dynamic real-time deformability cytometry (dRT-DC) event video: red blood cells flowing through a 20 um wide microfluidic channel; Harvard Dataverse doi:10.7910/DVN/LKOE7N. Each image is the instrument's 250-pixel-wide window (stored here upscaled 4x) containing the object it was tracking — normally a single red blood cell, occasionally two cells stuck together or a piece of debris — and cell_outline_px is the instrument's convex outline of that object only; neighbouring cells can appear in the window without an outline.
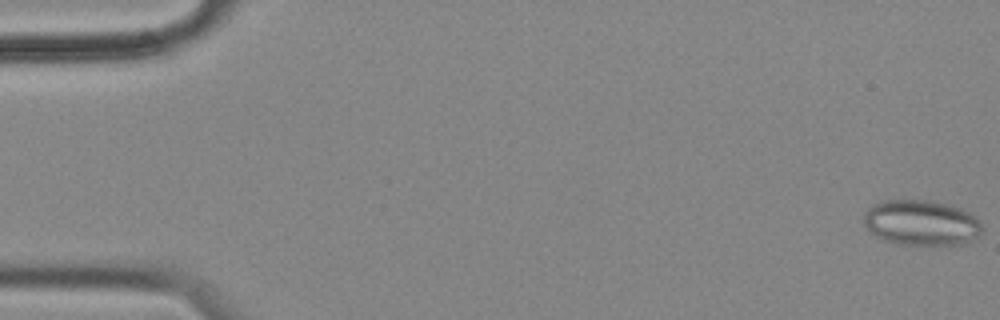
{"species": "common noctule bat (a hibernating species)", "species_latin": "Nyctalus noctula", "temperature_condition": "cold", "stored_images_in_passage": 5, "camera_frame_rate_fps": 3000, "um_per_image_px": 0.085, "animal": {"sex": "female", "body_mass_g": 18.4}, "frame": {"image": 1, "passage_image": 1, "time_ms": 0.0, "image_size_px": [1000, 320], "cell_outline_px": [[984, 228], [976, 236], [964, 244], [896, 244], [884, 240], [876, 236], [864, 224], [864, 212], [872, 204], [884, 200], [928, 200], [948, 204], [960, 208], [968, 212]], "centroid_in_image_um": [78.27, 18.92], "position_along_channel_um": 6.7, "area_um2": 31.04}}